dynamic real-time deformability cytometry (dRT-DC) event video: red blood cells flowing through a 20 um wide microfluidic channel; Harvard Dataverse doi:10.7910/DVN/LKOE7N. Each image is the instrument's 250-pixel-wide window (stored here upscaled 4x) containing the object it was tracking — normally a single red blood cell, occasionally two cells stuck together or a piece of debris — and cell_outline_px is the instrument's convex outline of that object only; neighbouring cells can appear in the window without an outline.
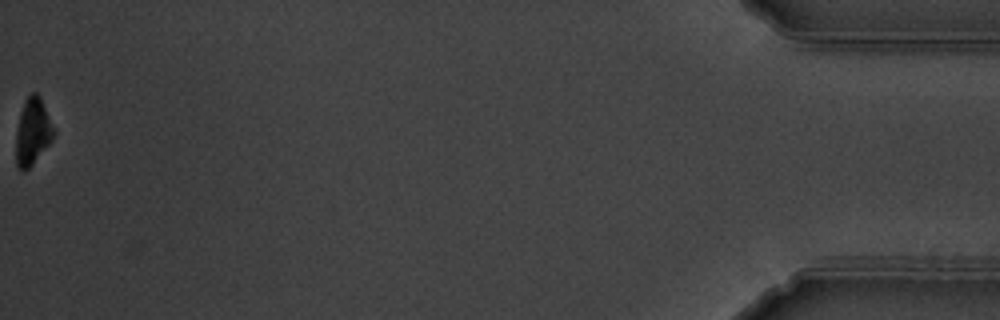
{"species": "common noctule bat (a hibernating species)", "species_latin": "Nyctalus noctula", "temperature_condition": "warm", "stored_images_in_passage": 15, "camera_frame_rate_fps": 3000, "um_per_image_px": 0.085, "animal": {"sex": "male", "body_mass_g": 19.5, "forearm_length_mm": 54.6}, "frame": {"image": 1, "passage_image": 15, "time_ms": 18.0, "image_size_px": [1000, 320], "cell_outline_px": [[56, 132], [52, 140], [32, 164], [28, 168], [20, 168], [16, 164], [16, 132], [20, 112], [24, 100], [32, 92], [36, 92], [40, 96]], "centroid_in_image_um": [2.78, 11.13], "position_along_channel_um": 432.4, "area_um2": 14.51}, "authors_computed_cell_mechanics": {"area_um2": 23.0044, "velocity_mm_per_s": 3.6811, "shape_relaxation_time_tau1_ms": 2.949, "shape_relaxation_time_tau2_ms": 2.43, "deformation_change_tau1": 0.1118, "deformation_change_tau2": 0.0463}}